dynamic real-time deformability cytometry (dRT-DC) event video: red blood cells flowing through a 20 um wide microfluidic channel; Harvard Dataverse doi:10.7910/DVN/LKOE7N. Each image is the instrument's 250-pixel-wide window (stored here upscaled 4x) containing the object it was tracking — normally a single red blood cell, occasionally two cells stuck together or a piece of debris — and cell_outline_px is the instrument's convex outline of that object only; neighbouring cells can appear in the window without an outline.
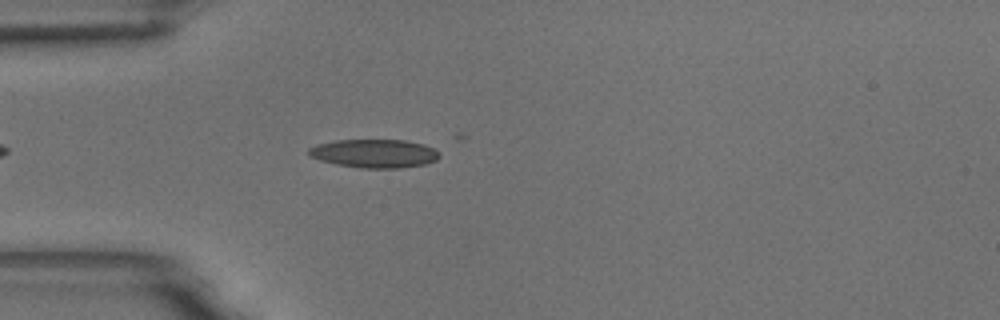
{"species": "common noctule bat (a hibernating species)", "species_latin": "Nyctalus noctula", "temperature_condition": "room temperature", "stored_images_in_passage": 4, "camera_frame_rate_fps": 3000, "um_per_image_px": 0.085, "animal": {"sex": "male", "body_mass_g": 18.8}, "frame": {"image": 1, "passage_image": 4, "time_ms": 1.0, "image_size_px": [1000, 320], "cell_outline_px": [[440, 156], [436, 160], [424, 164], [400, 168], [360, 168], [336, 164], [320, 160], [308, 156], [308, 148], [316, 144], [336, 140], [404, 140], [424, 144], [440, 152]], "centroid_in_image_um": [31.8, 13.04], "position_along_channel_um": 53.2, "area_um2": 21.79}}